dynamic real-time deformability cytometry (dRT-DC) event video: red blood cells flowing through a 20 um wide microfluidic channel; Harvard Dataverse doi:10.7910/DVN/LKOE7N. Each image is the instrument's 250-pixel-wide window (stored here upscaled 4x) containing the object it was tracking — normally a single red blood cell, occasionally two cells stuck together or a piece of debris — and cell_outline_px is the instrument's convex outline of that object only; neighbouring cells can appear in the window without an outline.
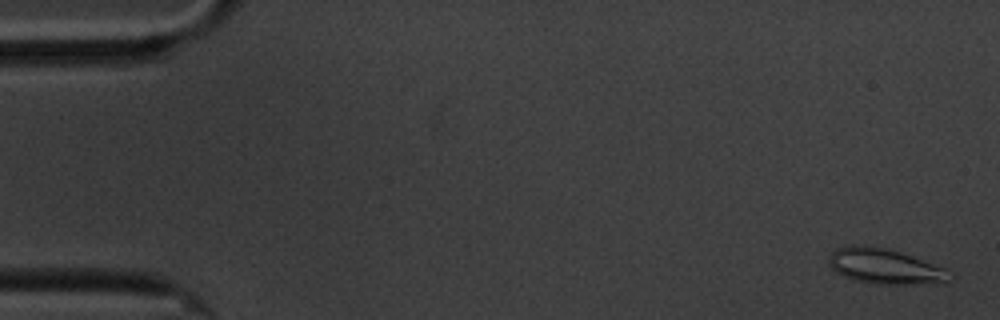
{"species": "common noctule bat (a hibernating species)", "species_latin": "Nyctalus noctula", "temperature_condition": "cold", "stored_images_in_passage": 6, "camera_frame_rate_fps": 3000, "um_per_image_px": 0.085, "animal": {"sex": "male", "body_mass_g": 20.1, "forearm_length_mm": 53.5}, "frame": {"image": 1, "passage_image": 1, "time_ms": 0.0, "image_size_px": [1000, 320], "cell_outline_px": [[952, 276], [944, 284], [876, 284], [856, 280], [844, 276], [836, 272], [828, 264], [828, 256], [836, 248], [852, 244], [864, 244], [888, 248], [912, 256], [944, 268]], "centroid_in_image_um": [75.19, 22.63], "position_along_channel_um": 9.8, "area_um2": 25.09}}
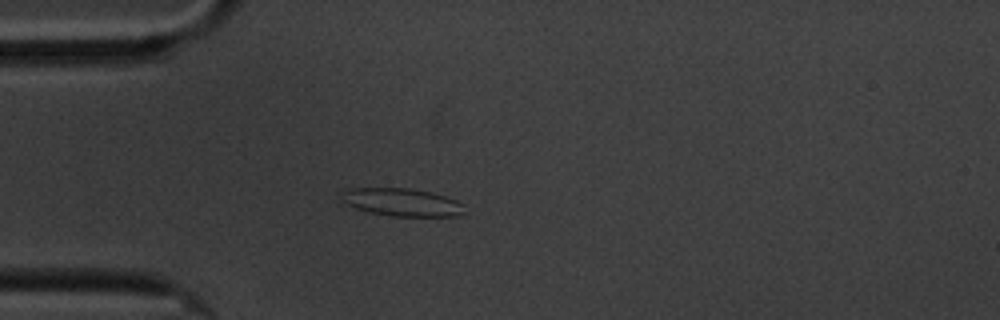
{"frame": {"image": 2, "passage_image": 5, "time_ms": 4.667, "image_size_px": [1000, 320], "cell_outline_px": [[464, 212], [456, 216], [392, 216], [372, 212], [356, 208], [348, 204], [344, 200], [344, 192], [348, 188], [408, 188], [428, 192], [444, 196], [456, 200], [464, 204]], "centroid_in_image_um": [34.22, 17.19], "position_along_channel_um": 50.8, "area_um2": 19.48}}